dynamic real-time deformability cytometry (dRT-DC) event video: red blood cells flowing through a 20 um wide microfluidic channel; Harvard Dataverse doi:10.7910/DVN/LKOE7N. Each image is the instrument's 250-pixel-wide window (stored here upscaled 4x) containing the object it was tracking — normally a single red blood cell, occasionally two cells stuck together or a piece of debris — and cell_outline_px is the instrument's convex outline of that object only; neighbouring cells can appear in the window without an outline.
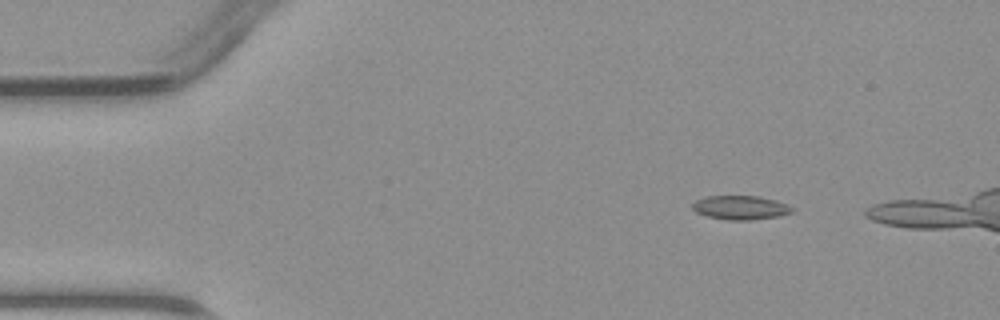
{"species": "common noctule bat (a hibernating species)", "species_latin": "Nyctalus noctula", "temperature_condition": "warm", "stored_images_in_passage": 5, "camera_frame_rate_fps": 3000, "um_per_image_px": 0.085, "animal": {"sex": "male", "body_mass_g": 23.1, "forearm_length_mm": 52.7}, "frame": {"image": 1, "passage_image": 2, "time_ms": 1.0, "image_size_px": [1000, 320], "cell_outline_px": [[792, 212], [780, 216], [752, 220], [728, 220], [708, 216], [696, 212], [692, 208], [692, 204], [696, 200], [704, 196], [760, 196], [776, 200], [788, 204], [792, 208]], "centroid_in_image_um": [62.95, 17.64], "position_along_channel_um": 22.1, "area_um2": 13.99}}